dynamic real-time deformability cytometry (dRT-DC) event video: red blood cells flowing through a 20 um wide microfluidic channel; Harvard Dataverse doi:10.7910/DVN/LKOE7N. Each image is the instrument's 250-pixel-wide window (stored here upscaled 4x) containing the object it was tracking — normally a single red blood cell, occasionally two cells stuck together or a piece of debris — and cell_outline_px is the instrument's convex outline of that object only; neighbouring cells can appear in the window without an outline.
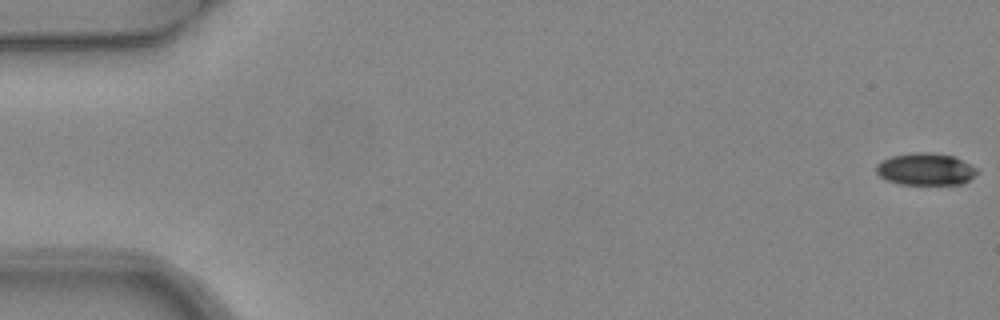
{"species": "common noctule bat (a hibernating species)", "species_latin": "Nyctalus noctula", "temperature_condition": "warm", "stored_images_in_passage": 5, "camera_frame_rate_fps": 3000, "um_per_image_px": 0.085, "animal": {"sex": "female", "body_mass_g": 24.6, "forearm_length_mm": 56.2}, "frame": {"image": 1, "passage_image": 1, "time_ms": 0.0, "image_size_px": [1000, 320], "cell_outline_px": [[976, 172], [964, 184], [900, 184], [888, 180], [880, 176], [876, 172], [876, 164], [892, 156], [912, 152], [928, 152], [956, 156], [976, 168]], "centroid_in_image_um": [78.66, 14.37], "position_along_channel_um": 6.3, "area_um2": 18.73}}
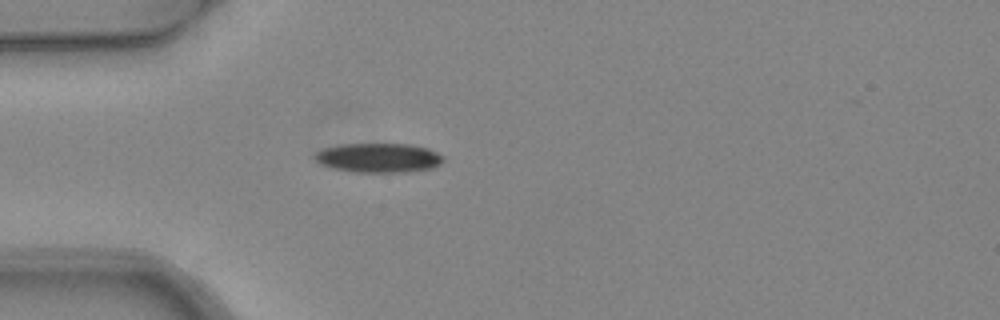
{"frame": {"image": 2, "passage_image": 5, "time_ms": 1.333, "image_size_px": [1000, 320], "cell_outline_px": [[444, 160], [440, 164], [432, 168], [404, 172], [356, 172], [332, 168], [320, 164], [312, 156], [316, 152], [324, 148], [340, 144], [408, 144], [428, 148], [444, 156]], "centroid_in_image_um": [32.17, 13.41], "position_along_channel_um": 52.8, "area_um2": 22.02}}